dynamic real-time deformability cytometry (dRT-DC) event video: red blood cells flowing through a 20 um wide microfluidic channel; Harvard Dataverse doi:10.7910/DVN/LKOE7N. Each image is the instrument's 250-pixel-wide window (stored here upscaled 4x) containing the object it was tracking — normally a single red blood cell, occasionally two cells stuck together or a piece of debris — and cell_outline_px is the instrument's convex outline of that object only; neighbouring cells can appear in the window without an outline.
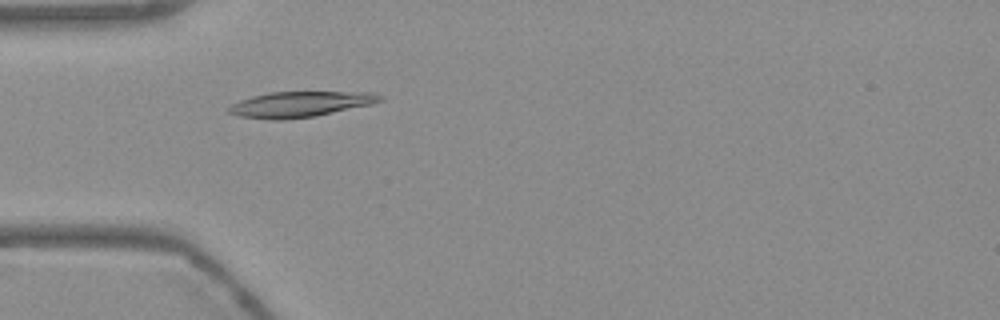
{"species": "Egyptian fruit bat (a non-hibernating species)", "species_latin": "Rousettus aegyptiacus", "temperature_condition": "warm", "stored_images_in_passage": 40, "camera_frame_rate_fps": 3000, "um_per_image_px": 0.085, "frame": {"image": 1, "passage_image": 2, "time_ms": 0.333, "image_size_px": [1000, 320], "cell_outline_px": [[384, 100], [372, 104], [316, 116], [280, 120], [272, 120], [240, 116], [228, 112], [228, 108], [232, 104], [240, 100], [252, 96], [268, 92], [376, 92], [384, 96]], "centroid_in_image_um": [25.56, 8.85], "position_along_channel_um": 59.4, "area_um2": 22.6}}
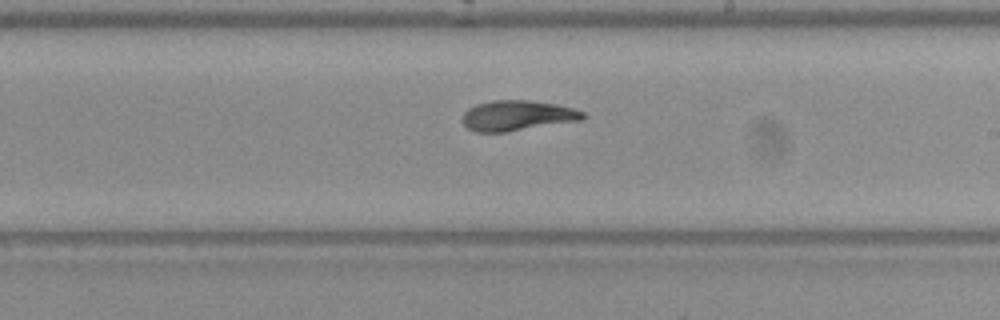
{"frame": {"image": 2, "passage_image": 17, "time_ms": 5.333, "image_size_px": [1000, 320], "cell_outline_px": [[588, 116], [584, 120], [508, 132], [476, 132], [468, 128], [460, 120], [464, 112], [468, 108], [476, 104], [492, 100], [528, 100], [556, 104], [572, 108], [584, 112]], "centroid_in_image_um": [43.98, 9.83], "position_along_channel_um": 245.0, "area_um2": 21.62}}
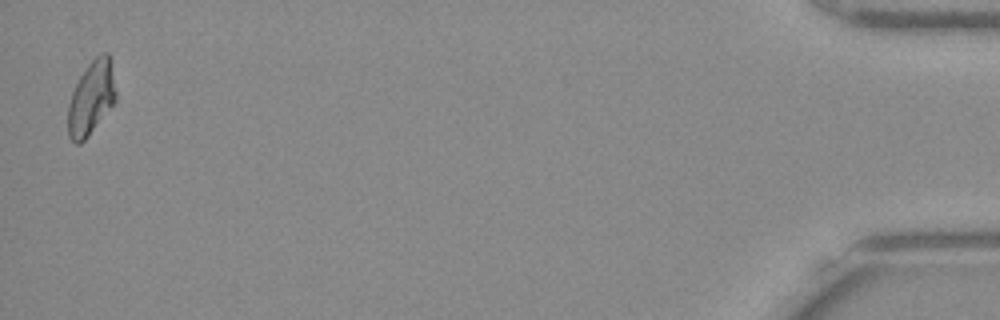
{"frame": {"image": 3, "passage_image": 39, "time_ms": 12.667, "image_size_px": [1000, 320], "cell_outline_px": [[116, 100], [88, 136], [80, 144], [76, 144], [68, 136], [68, 104], [72, 92], [80, 76], [88, 64], [100, 52], [108, 52], [116, 92]], "centroid_in_image_um": [7.74, 8.33], "position_along_channel_um": 427.5, "area_um2": 20.29}, "authors_computed_cell_mechanics": {"area_um2": 21.2704, "velocity_mm_per_s": 3.7475, "shape_relaxation_time_tau1_ms": 11.3968, "shape_relaxation_time_tau2_ms": 2.4936, "deformation_change_tau1": 0.269, "deformation_change_tau2": 0.0585}}